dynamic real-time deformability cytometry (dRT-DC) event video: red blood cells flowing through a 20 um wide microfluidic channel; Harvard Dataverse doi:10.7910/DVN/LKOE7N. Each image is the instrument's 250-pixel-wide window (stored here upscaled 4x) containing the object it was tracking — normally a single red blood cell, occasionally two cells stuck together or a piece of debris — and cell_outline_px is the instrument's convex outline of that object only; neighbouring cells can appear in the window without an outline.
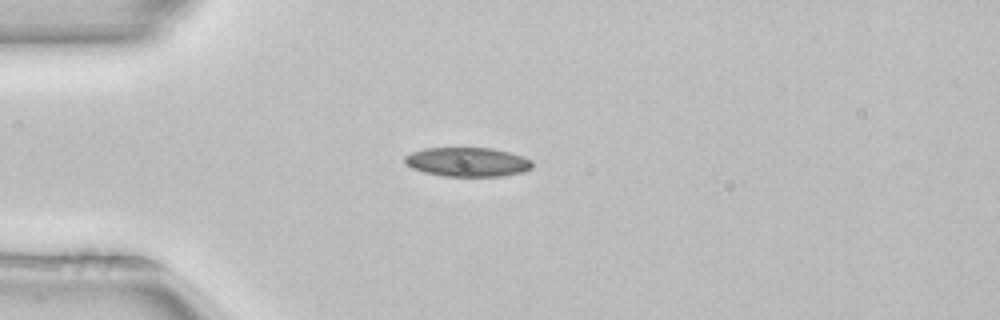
{"species": "common noctule bat (a hibernating species)", "species_latin": "Nyctalus noctula", "temperature_condition": "room temperature", "stored_images_in_passage": 39, "camera_frame_rate_fps": 3000, "um_per_image_px": 0.085, "animal": {"sex": "female", "body_mass_g": 22.7, "forearm_length_mm": 54.2}, "frame": {"image": 1, "passage_image": 1, "time_ms": 0.0, "image_size_px": [1000, 320], "cell_outline_px": [[532, 168], [520, 172], [500, 176], [444, 176], [424, 172], [412, 168], [404, 160], [404, 156], [412, 152], [424, 148], [492, 148], [524, 156], [532, 160]], "centroid_in_image_um": [39.74, 13.76], "position_along_channel_um": 45.3, "area_um2": 21.56}}
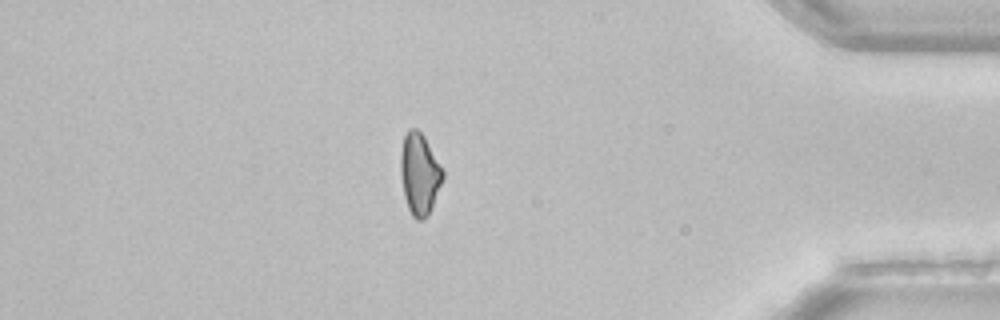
{"frame": {"image": 2, "passage_image": 32, "time_ms": 10.333, "image_size_px": [1000, 320], "cell_outline_px": [[444, 176], [428, 216], [424, 220], [416, 220], [412, 216], [408, 208], [404, 196], [400, 172], [400, 152], [404, 136], [408, 128], [416, 128], [424, 136], [444, 172]], "centroid_in_image_um": [35.64, 14.79], "position_along_channel_um": 399.6, "area_um2": 20.0}}
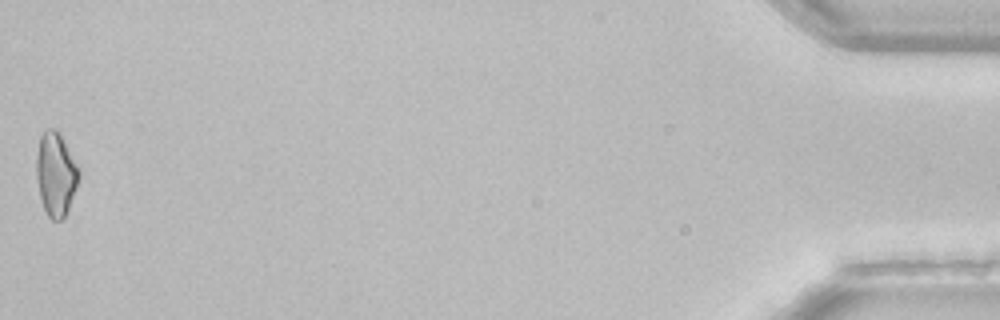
{"frame": {"image": 3, "passage_image": 39, "time_ms": 12.667, "image_size_px": [1000, 320], "cell_outline_px": [[80, 176], [76, 188], [68, 208], [64, 216], [60, 220], [52, 220], [48, 216], [44, 208], [40, 196], [36, 176], [36, 156], [40, 136], [44, 128], [56, 128], [80, 168]], "centroid_in_image_um": [4.74, 14.76], "position_along_channel_um": 430.5, "area_um2": 20.69}}